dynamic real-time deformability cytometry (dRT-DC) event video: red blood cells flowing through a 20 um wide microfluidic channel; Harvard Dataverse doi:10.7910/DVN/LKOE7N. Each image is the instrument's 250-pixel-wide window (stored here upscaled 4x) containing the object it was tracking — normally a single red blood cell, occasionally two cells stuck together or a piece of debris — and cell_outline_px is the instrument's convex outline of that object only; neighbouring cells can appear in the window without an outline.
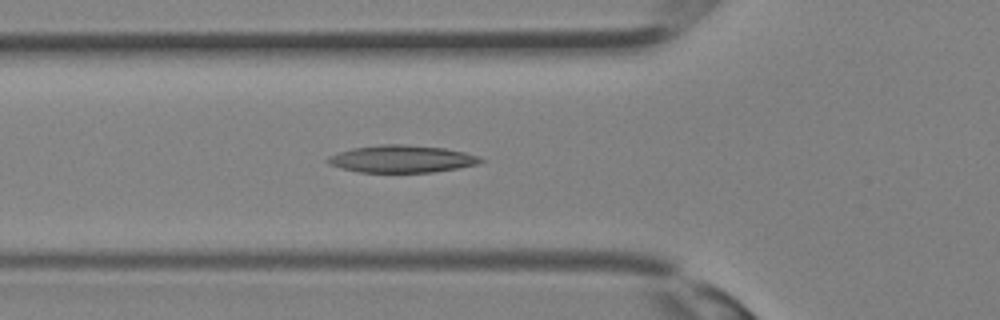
{"species": "Egyptian fruit bat (a non-hibernating species)", "species_latin": "Rousettus aegyptiacus", "temperature_condition": "room temperature", "stored_images_in_passage": 33, "camera_frame_rate_fps": 3000, "um_per_image_px": 0.085, "animal": {"sex": "female"}, "frame": {"image": 1, "passage_image": 12, "time_ms": 3.667, "image_size_px": [1000, 320], "cell_outline_px": [[484, 160], [476, 164], [456, 168], [432, 172], [360, 172], [340, 168], [328, 164], [324, 160], [328, 156], [352, 148], [384, 144], [404, 144], [444, 148], [464, 152], [480, 156]], "centroid_in_image_um": [34.11, 13.5], "position_along_channel_um": 91.7, "area_um2": 24.22}}
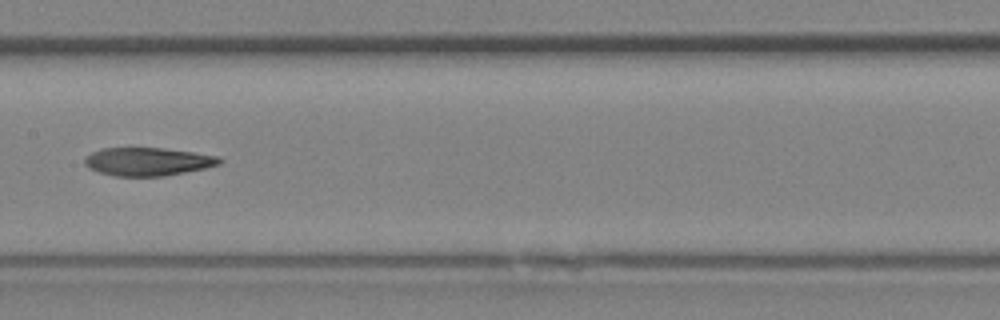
{"frame": {"image": 2, "passage_image": 17, "time_ms": 5.333, "image_size_px": [1000, 320], "cell_outline_px": [[224, 160], [220, 164], [204, 168], [164, 176], [112, 176], [88, 168], [84, 164], [84, 160], [92, 152], [100, 148], [164, 148], [220, 156]], "centroid_in_image_um": [12.57, 13.73], "position_along_channel_um": 194.8, "area_um2": 22.14}}
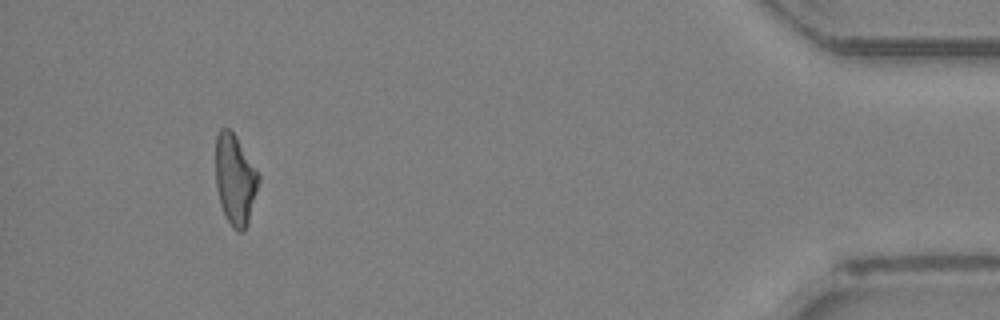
{"frame": {"image": 3, "passage_image": 31, "time_ms": 10.0, "image_size_px": [1000, 320], "cell_outline_px": [[260, 180], [248, 220], [244, 232], [240, 232], [232, 228], [220, 204], [216, 188], [216, 136], [220, 128], [228, 128], [236, 136], [260, 176]], "centroid_in_image_um": [19.97, 15.25], "position_along_channel_um": 415.2, "area_um2": 22.37}}